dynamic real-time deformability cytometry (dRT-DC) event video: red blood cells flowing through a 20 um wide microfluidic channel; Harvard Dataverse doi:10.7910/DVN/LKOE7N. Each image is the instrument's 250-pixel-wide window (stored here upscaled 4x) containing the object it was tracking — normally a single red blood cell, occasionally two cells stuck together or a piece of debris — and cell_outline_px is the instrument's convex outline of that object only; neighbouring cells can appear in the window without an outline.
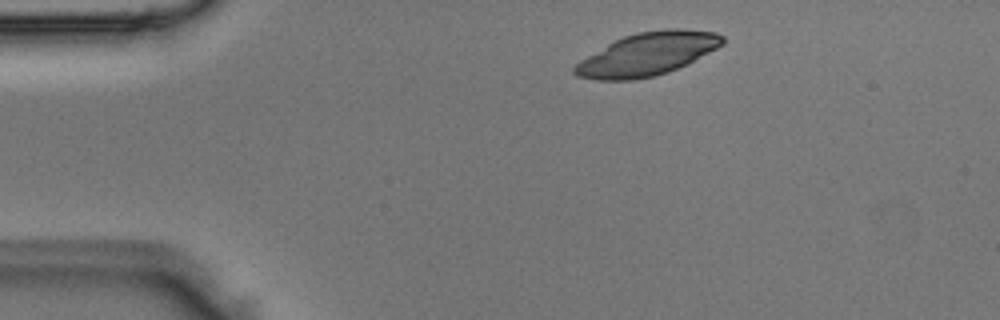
{"species": "Egyptian fruit bat (a non-hibernating species)", "species_latin": "Rousettus aegyptiacus", "temperature_condition": "room temperature", "stored_images_in_passage": 6, "camera_frame_rate_fps": 3000, "um_per_image_px": 0.085, "animal": {"sex": "male"}, "frame": {"image": 1, "passage_image": 6, "time_ms": 1.667, "image_size_px": [1000, 320], "cell_outline_px": [[724, 44], [668, 72], [652, 76], [632, 80], [596, 80], [576, 76], [572, 72], [572, 68], [580, 60], [608, 44], [624, 36], [636, 32], [668, 28], [680, 28], [716, 32], [724, 36]], "centroid_in_image_um": [55.0, 4.59], "position_along_channel_um": 30.0, "area_um2": 36.59}}